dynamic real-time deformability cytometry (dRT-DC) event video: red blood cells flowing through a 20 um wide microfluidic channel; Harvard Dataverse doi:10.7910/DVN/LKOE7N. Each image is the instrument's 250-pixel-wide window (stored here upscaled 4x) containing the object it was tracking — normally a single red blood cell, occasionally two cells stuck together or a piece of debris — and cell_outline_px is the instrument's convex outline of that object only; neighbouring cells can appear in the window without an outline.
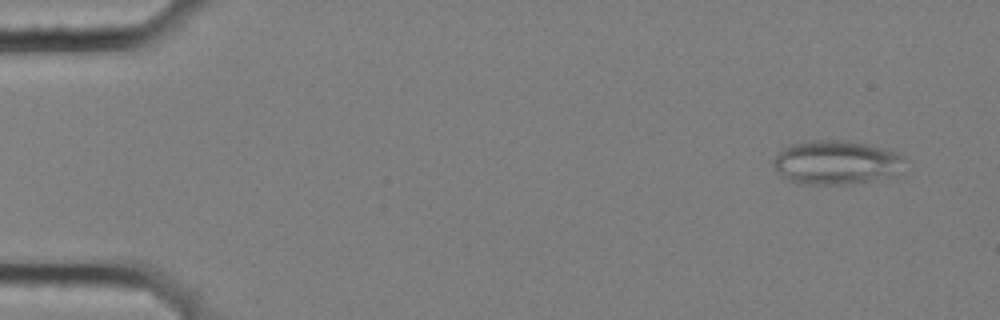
{"species": "common noctule bat (a hibernating species)", "species_latin": "Nyctalus noctula", "temperature_condition": "cold", "stored_images_in_passage": 4, "camera_frame_rate_fps": 3000, "um_per_image_px": 0.085, "animal": {"sex": "female", "body_mass_g": 25.1}, "frame": {"image": 1, "passage_image": 1, "time_ms": 0.0, "image_size_px": [1000, 320], "cell_outline_px": [[900, 156], [896, 176], [872, 180], [844, 184], [800, 184], [784, 176], [772, 164], [772, 160], [784, 148], [792, 144], [812, 140], [848, 140], [884, 148]], "centroid_in_image_um": [71.01, 13.8], "position_along_channel_um": 14.0, "area_um2": 32.77}}